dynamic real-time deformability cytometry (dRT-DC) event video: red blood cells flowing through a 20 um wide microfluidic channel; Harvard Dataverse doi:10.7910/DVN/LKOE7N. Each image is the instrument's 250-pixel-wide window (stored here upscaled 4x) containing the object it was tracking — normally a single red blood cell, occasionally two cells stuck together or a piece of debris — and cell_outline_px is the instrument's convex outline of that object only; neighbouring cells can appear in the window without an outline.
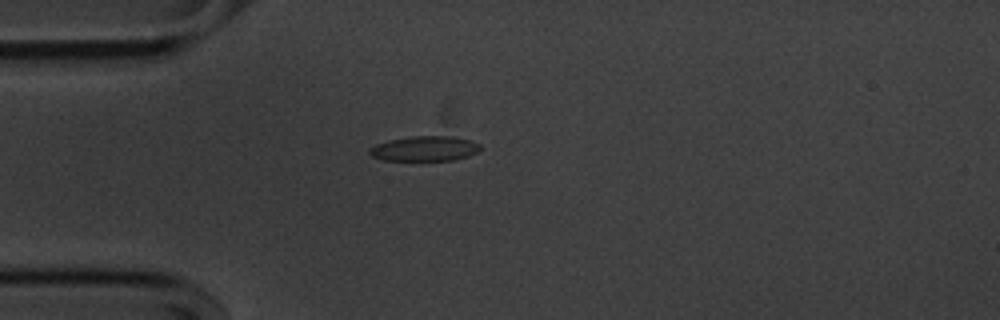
{"species": "common noctule bat (a hibernating species)", "species_latin": "Nyctalus noctula", "temperature_condition": "cold", "stored_images_in_passage": 42, "camera_frame_rate_fps": 3000, "um_per_image_px": 0.085, "animal": {"sex": "male", "body_mass_g": 20.1, "forearm_length_mm": 53.5}, "frame": {"image": 1, "passage_image": 1, "time_ms": 0.0, "image_size_px": [1000, 320], "cell_outline_px": [[480, 148], [476, 152], [468, 156], [452, 160], [384, 160], [372, 156], [368, 152], [368, 148], [376, 144], [388, 140], [412, 136], [452, 136], [472, 140], [480, 144]], "centroid_in_image_um": [36.08, 12.62], "position_along_channel_um": 48.9, "area_um2": 16.13}}
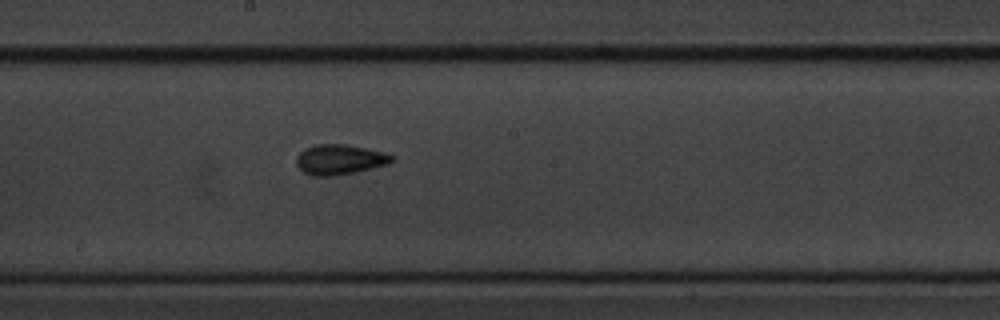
{"frame": {"image": 2, "passage_image": 16, "time_ms": 5.0, "image_size_px": [1000, 320], "cell_outline_px": [[396, 160], [388, 164], [352, 172], [332, 176], [312, 176], [304, 172], [296, 164], [296, 156], [304, 148], [316, 144], [348, 144], [384, 152], [396, 156]], "centroid_in_image_um": [28.88, 13.54], "position_along_channel_um": 219.3, "area_um2": 16.82}}
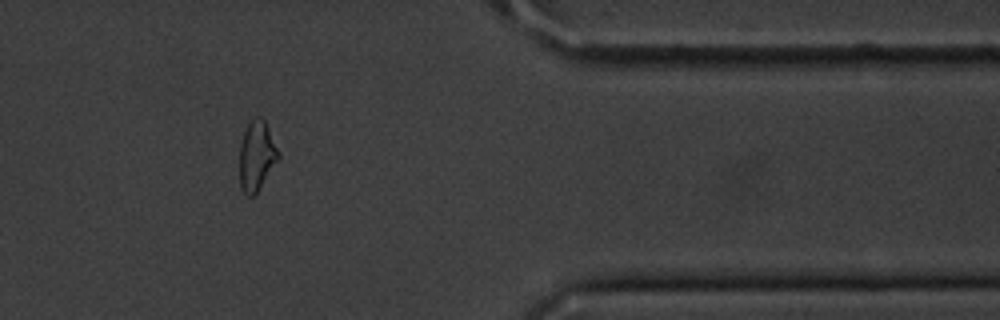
{"frame": {"image": 3, "passage_image": 32, "time_ms": 10.333, "image_size_px": [1000, 320], "cell_outline_px": [[280, 156], [256, 192], [252, 196], [248, 196], [240, 188], [240, 144], [244, 132], [248, 124], [256, 116], [260, 116], [264, 120], [280, 152]], "centroid_in_image_um": [21.81, 13.22], "position_along_channel_um": 389.6, "area_um2": 15.43}, "authors_computed_cell_mechanics": {"area_um2": 16.1262, "velocity_mm_per_s": 3.5992, "shape_relaxation_time_tau1_ms": 2.7204, "shape_relaxation_time_tau2_ms": 2.9705, "deformation_change_tau1": 0.0944, "deformation_change_tau2": 0.0918}}